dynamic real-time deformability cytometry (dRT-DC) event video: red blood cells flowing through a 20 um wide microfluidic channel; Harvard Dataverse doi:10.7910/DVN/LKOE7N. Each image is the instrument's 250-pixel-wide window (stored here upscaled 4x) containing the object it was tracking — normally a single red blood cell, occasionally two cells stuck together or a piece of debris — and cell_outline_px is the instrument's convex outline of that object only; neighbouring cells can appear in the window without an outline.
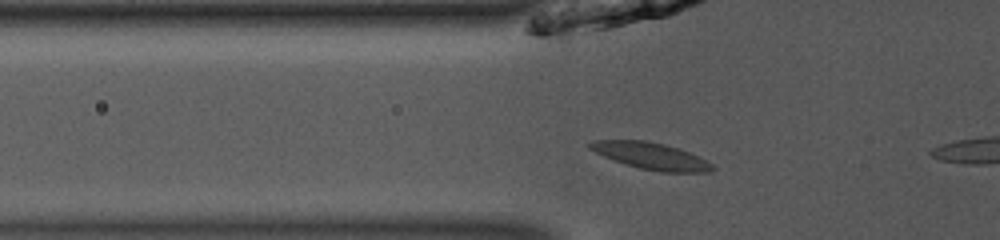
{"species": "common noctule bat (a hibernating species)", "species_latin": "Nyctalus noctula", "temperature_condition": "room temperature", "stored_images_in_passage": 18, "camera_frame_rate_fps": 3000, "um_per_image_px": 0.085, "animal": {"sex": "male", "body_mass_g": 13.0, "forearm_length_mm": 53.1}, "frame": {"image": 1, "passage_image": 16, "time_ms": 5.0, "image_size_px": [1000, 240], "cell_outline_px": [[716, 168], [712, 172], [660, 172], [640, 168], [624, 164], [604, 156], [588, 148], [588, 144], [596, 140], [644, 140], [664, 144], [688, 152], [712, 164]], "centroid_in_image_um": [55.33, 13.26], "position_along_channel_um": 70.5, "area_um2": 18.84}}